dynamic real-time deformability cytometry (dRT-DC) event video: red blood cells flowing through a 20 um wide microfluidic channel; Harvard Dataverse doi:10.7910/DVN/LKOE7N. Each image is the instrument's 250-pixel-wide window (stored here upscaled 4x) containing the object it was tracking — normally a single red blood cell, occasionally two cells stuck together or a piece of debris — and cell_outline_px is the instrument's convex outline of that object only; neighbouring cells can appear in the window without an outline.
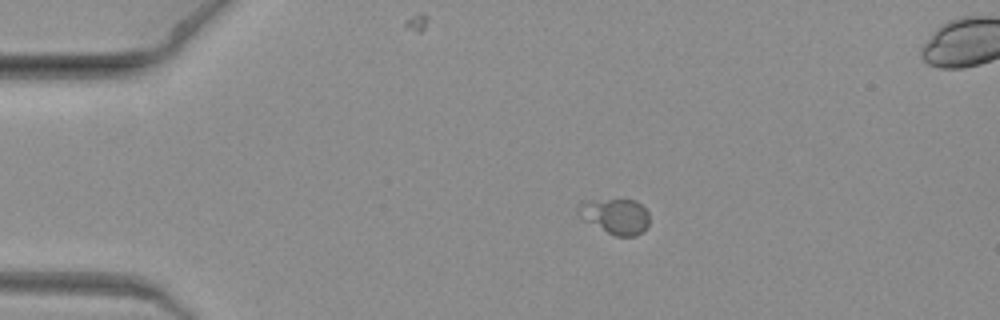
{"species": "common noctule bat (a hibernating species)", "species_latin": "Nyctalus noctula", "temperature_condition": "warm", "stored_images_in_passage": 8, "camera_frame_rate_fps": 3000, "um_per_image_px": 0.085, "animal": {"sex": "female", "body_mass_g": 19.3, "forearm_length_mm": 54.1}, "frame": {"image": 1, "passage_image": 4, "time_ms": 1.0, "image_size_px": [1000, 320], "cell_outline_px": [[648, 224], [636, 236], [616, 236], [576, 216], [576, 208], [580, 200], [636, 200], [648, 212]], "centroid_in_image_um": [52.23, 18.35], "position_along_channel_um": 32.8, "area_um2": 14.68}}
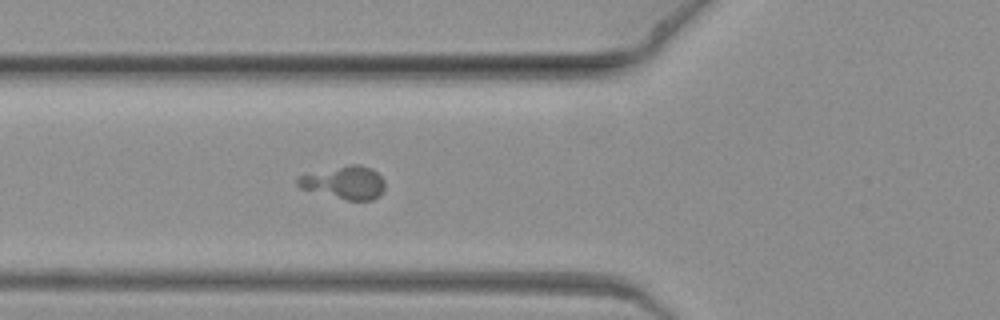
{"frame": {"image": 2, "passage_image": 8, "time_ms": 2.333, "image_size_px": [1000, 320], "cell_outline_px": [[384, 188], [380, 196], [372, 200], [344, 200], [300, 188], [296, 184], [296, 180], [300, 176], [352, 164], [360, 164], [372, 168], [384, 180]], "centroid_in_image_um": [29.31, 15.54], "position_along_channel_um": 96.5, "area_um2": 16.53}}